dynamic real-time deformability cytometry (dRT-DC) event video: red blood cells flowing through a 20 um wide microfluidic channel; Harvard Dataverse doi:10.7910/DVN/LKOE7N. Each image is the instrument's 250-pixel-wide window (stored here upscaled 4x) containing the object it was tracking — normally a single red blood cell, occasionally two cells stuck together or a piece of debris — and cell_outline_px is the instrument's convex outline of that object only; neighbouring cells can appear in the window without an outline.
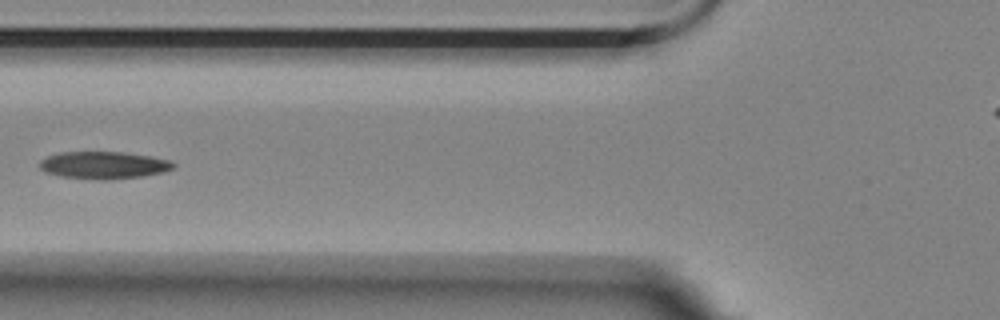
{"species": "Egyptian fruit bat (a non-hibernating species)", "species_latin": "Rousettus aegyptiacus", "temperature_condition": "room temperature", "stored_images_in_passage": 15, "camera_frame_rate_fps": 3000, "um_per_image_px": 0.085, "animal": {"sex": "female"}, "frame": {"image": 1, "passage_image": 5, "time_ms": 6.0, "image_size_px": [1000, 320], "cell_outline_px": [[176, 164], [172, 168], [164, 172], [140, 176], [104, 180], [96, 180], [60, 176], [44, 172], [40, 168], [40, 160], [48, 156], [60, 152], [124, 152], [152, 156], [168, 160]], "centroid_in_image_um": [8.79, 14.03], "position_along_channel_um": 117.0, "area_um2": 21.27}}
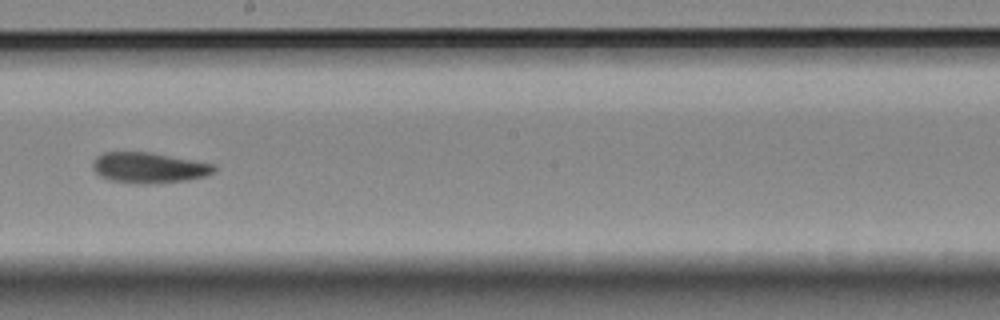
{"frame": {"image": 2, "passage_image": 8, "time_ms": 9.333, "image_size_px": [1000, 320], "cell_outline_px": [[216, 168], [212, 172], [204, 176], [188, 180], [144, 184], [112, 180], [100, 176], [92, 168], [92, 164], [96, 156], [104, 152], [148, 152], [216, 164]], "centroid_in_image_um": [12.64, 14.25], "position_along_channel_um": 235.6, "area_um2": 21.39}}
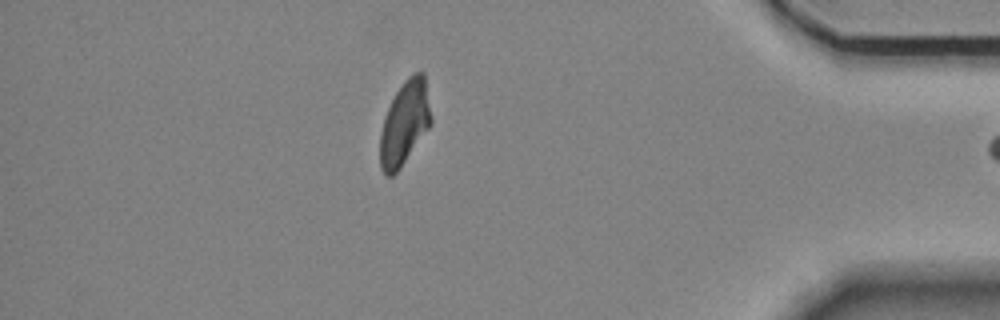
{"frame": {"image": 3, "passage_image": 15, "time_ms": 18.333, "image_size_px": [1000, 320], "cell_outline_px": [[432, 124], [400, 168], [392, 176], [388, 176], [380, 168], [380, 132], [388, 108], [396, 92], [404, 80], [412, 72], [424, 72], [432, 120]], "centroid_in_image_um": [34.4, 10.45], "position_along_channel_um": 400.8, "area_um2": 24.85}}